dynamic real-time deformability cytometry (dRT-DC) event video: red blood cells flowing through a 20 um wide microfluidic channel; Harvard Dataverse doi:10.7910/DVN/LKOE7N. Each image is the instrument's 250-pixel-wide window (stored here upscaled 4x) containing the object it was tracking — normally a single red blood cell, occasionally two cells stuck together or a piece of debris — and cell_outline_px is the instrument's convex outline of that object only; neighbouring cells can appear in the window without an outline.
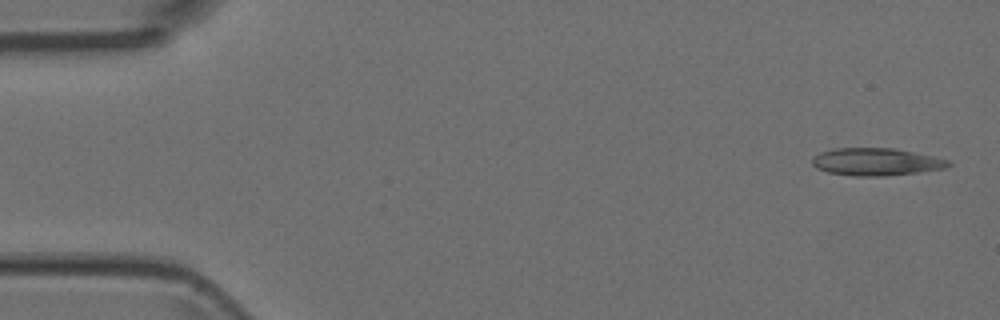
{"species": "Egyptian fruit bat (a non-hibernating species)", "species_latin": "Rousettus aegyptiacus", "temperature_condition": "room temperature", "stored_images_in_passage": 6, "camera_frame_rate_fps": 3000, "um_per_image_px": 0.085, "animal": {"sex": "female"}, "frame": {"image": 1, "passage_image": 1, "time_ms": 0.0, "image_size_px": [1000, 320], "cell_outline_px": [[952, 164], [948, 168], [916, 172], [880, 176], [852, 176], [828, 172], [816, 168], [812, 164], [812, 160], [820, 152], [836, 148], [896, 148], [932, 156], [948, 160]], "centroid_in_image_um": [74.47, 13.75], "position_along_channel_um": 10.5, "area_um2": 21.68}}
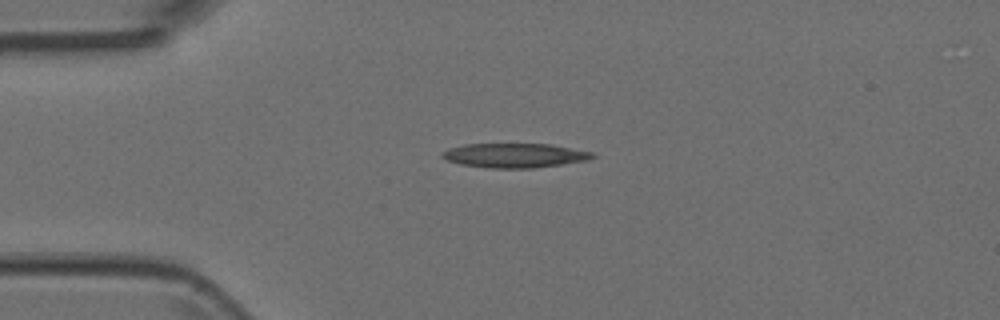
{"frame": {"image": 2, "passage_image": 4, "time_ms": 1.0, "image_size_px": [1000, 320], "cell_outline_px": [[596, 156], [588, 160], [532, 168], [488, 168], [460, 164], [448, 160], [440, 156], [440, 152], [448, 148], [464, 144], [548, 144], [592, 152]], "centroid_in_image_um": [43.68, 13.21], "position_along_channel_um": 41.3, "area_um2": 21.21}}
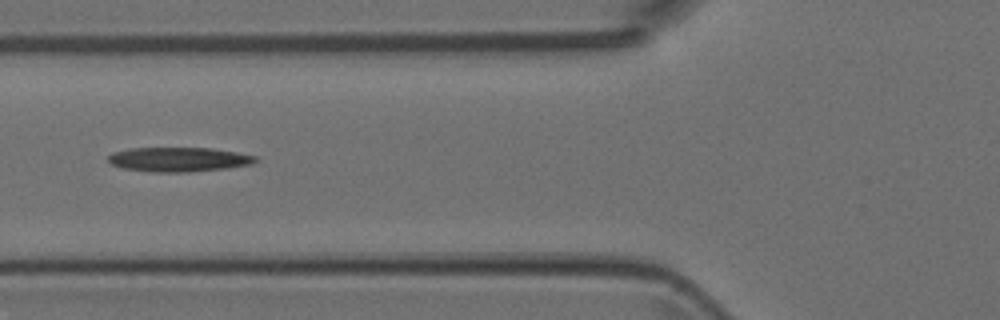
{"frame": {"image": 3, "passage_image": 6, "time_ms": 1.667, "image_size_px": [1000, 320], "cell_outline_px": [[260, 160], [252, 164], [228, 168], [188, 172], [152, 172], [124, 168], [112, 164], [108, 160], [108, 156], [112, 152], [132, 148], [212, 148], [236, 152], [256, 156]], "centroid_in_image_um": [15.23, 13.55], "position_along_channel_um": 110.6, "area_um2": 20.98}}